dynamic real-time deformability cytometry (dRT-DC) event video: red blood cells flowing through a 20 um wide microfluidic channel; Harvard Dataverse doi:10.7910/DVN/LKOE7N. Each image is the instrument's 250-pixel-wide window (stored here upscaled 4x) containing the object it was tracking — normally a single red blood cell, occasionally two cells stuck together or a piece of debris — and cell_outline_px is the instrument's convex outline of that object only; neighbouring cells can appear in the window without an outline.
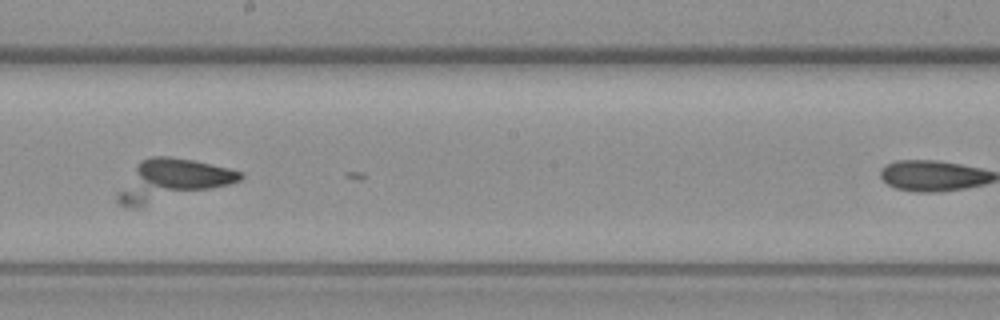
{"species": "common noctule bat (a hibernating species)", "species_latin": "Nyctalus noctula", "temperature_condition": "warm", "stored_images_in_passage": 6, "camera_frame_rate_fps": 3000, "um_per_image_px": 0.085, "animal": {"sex": "female", "body_mass_g": 19.3, "forearm_length_mm": 54.1}, "frame": {"image": 1, "passage_image": 5, "time_ms": 5.0, "image_size_px": [1000, 320], "cell_outline_px": [[244, 176], [240, 180], [228, 184], [140, 208], [124, 208], [116, 204], [116, 192], [136, 164], [140, 160], [152, 156], [168, 156], [192, 160], [228, 168], [240, 172]], "centroid_in_image_um": [14.47, 15.35], "position_along_channel_um": 233.7, "area_um2": 29.54}}